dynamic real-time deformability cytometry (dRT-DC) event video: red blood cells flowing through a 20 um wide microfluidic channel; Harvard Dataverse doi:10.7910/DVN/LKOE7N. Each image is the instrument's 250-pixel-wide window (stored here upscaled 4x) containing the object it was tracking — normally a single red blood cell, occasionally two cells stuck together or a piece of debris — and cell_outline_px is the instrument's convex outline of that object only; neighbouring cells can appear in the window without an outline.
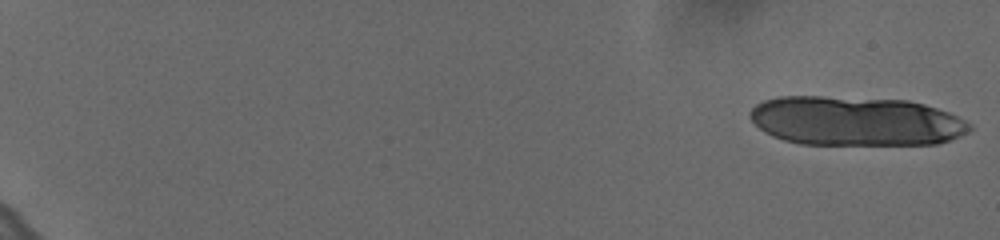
{"species": "human", "species_latin": "Homo sapiens", "temperature_condition": "cold", "stored_images_in_passage": 21, "camera_frame_rate_fps": 3000, "um_per_image_px": 0.085, "donor": {"sex": "female"}, "frame": {"image": 1, "passage_image": 1, "time_ms": 0.0, "image_size_px": [1000, 240], "cell_outline_px": [[972, 128], [968, 132], [960, 136], [936, 144], [800, 144], [784, 140], [772, 136], [764, 132], [748, 116], [748, 112], [756, 104], [764, 100], [780, 96], [820, 96], [908, 100], [924, 104], [948, 112], [972, 124]], "centroid_in_image_um": [72.71, 10.28], "position_along_channel_um": 12.3, "area_um2": 63.23}}